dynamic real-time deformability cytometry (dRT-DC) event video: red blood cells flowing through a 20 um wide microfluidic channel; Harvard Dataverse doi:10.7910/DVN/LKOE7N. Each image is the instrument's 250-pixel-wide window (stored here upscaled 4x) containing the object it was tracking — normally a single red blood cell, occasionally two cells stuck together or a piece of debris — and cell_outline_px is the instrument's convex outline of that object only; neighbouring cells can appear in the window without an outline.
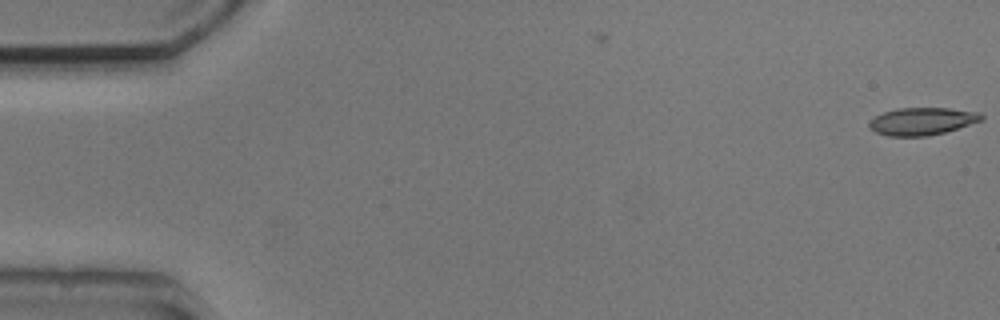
{"species": "common noctule bat (a hibernating species)", "species_latin": "Nyctalus noctula", "temperature_condition": "cold", "stored_images_in_passage": 3, "camera_frame_rate_fps": 3000, "um_per_image_px": 0.085, "animal": {"sex": "male", "body_mass_g": 20.5, "forearm_length_mm": 52.5}, "frame": {"image": 1, "passage_image": 1, "time_ms": 0.0, "image_size_px": [1000, 320], "cell_outline_px": [[984, 120], [944, 132], [928, 136], [888, 136], [876, 132], [868, 128], [868, 124], [876, 116], [884, 112], [896, 108], [948, 108], [980, 112], [984, 116]], "centroid_in_image_um": [78.39, 10.3], "position_along_channel_um": 6.6, "area_um2": 17.98}}